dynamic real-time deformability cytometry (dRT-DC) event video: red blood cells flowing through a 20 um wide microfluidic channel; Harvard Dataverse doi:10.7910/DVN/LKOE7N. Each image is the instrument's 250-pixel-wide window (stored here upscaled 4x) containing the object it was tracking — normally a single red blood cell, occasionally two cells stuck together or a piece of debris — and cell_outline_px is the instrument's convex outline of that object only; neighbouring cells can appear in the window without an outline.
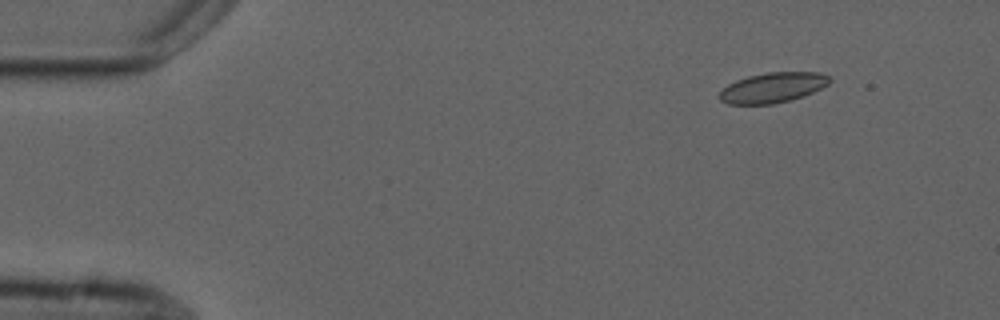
{"species": "common noctule bat (a hibernating species)", "species_latin": "Nyctalus noctula", "temperature_condition": "cold", "stored_images_in_passage": 6, "camera_frame_rate_fps": 3000, "um_per_image_px": 0.085, "animal": {"sex": "male", "forearm_length_mm": 52.5}, "frame": {"image": 1, "passage_image": 2, "time_ms": 1.0, "image_size_px": [1000, 320], "cell_outline_px": [[832, 80], [828, 84], [804, 96], [792, 100], [772, 104], [728, 104], [720, 100], [720, 92], [728, 84], [736, 80], [748, 76], [768, 72], [820, 72], [828, 76]], "centroid_in_image_um": [65.69, 7.44], "position_along_channel_um": 19.3, "area_um2": 19.31}}
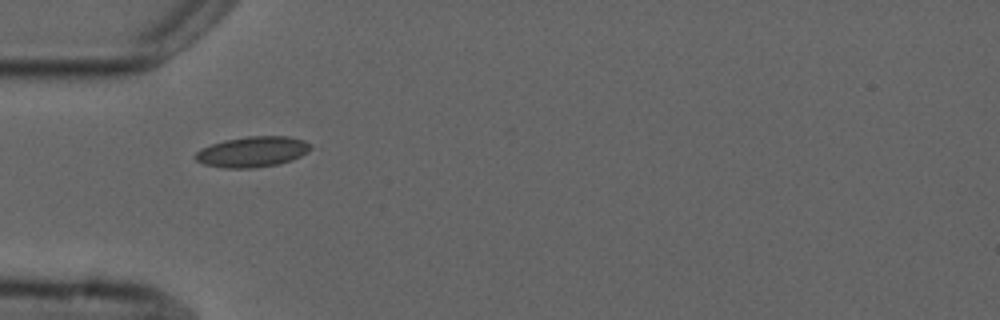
{"frame": {"image": 2, "passage_image": 5, "time_ms": 4.667, "image_size_px": [1000, 320], "cell_outline_px": [[320, 148], [292, 160], [280, 164], [252, 168], [224, 168], [204, 164], [196, 160], [192, 156], [200, 148], [224, 140], [248, 136], [288, 136], [304, 140]], "centroid_in_image_um": [21.54, 12.9], "position_along_channel_um": 63.5, "area_um2": 21.1}}
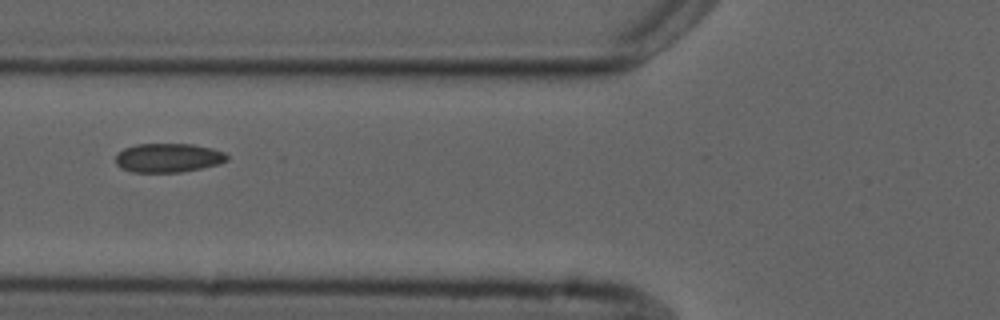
{"frame": {"image": 3, "passage_image": 6, "time_ms": 6.0, "image_size_px": [1000, 320], "cell_outline_px": [[228, 160], [220, 164], [180, 172], [132, 172], [120, 168], [116, 164], [116, 156], [124, 148], [136, 144], [192, 144], [212, 148], [224, 152], [228, 156]], "centroid_in_image_um": [14.3, 13.41], "position_along_channel_um": 111.5, "area_um2": 18.84}}